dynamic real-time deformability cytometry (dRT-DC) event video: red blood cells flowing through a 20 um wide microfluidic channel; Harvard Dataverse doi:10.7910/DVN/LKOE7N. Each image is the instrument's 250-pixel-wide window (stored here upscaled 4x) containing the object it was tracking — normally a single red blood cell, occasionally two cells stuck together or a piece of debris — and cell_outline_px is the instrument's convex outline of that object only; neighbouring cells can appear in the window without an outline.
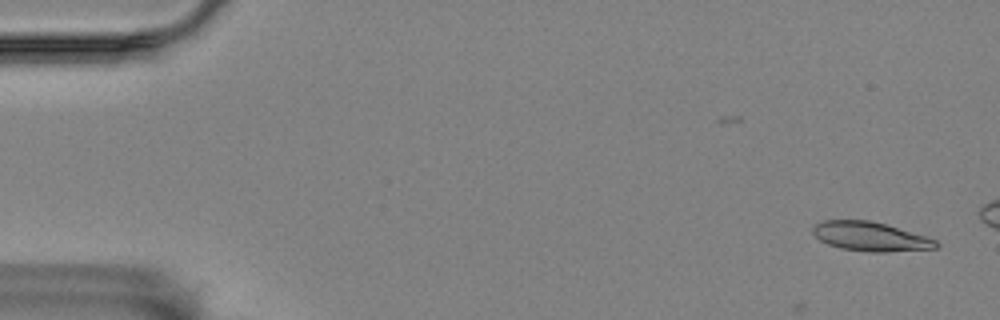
{"species": "Egyptian fruit bat (a non-hibernating species)", "species_latin": "Rousettus aegyptiacus", "temperature_condition": "room temperature", "stored_images_in_passage": 6, "camera_frame_rate_fps": 3000, "um_per_image_px": 0.085, "animal": {"sex": "female"}, "frame": {"image": 1, "passage_image": 3, "time_ms": 0.667, "image_size_px": [1000, 320], "cell_outline_px": [[940, 244], [936, 248], [888, 252], [868, 252], [840, 248], [828, 244], [820, 240], [812, 232], [812, 228], [816, 224], [824, 220], [868, 220], [884, 224], [924, 236], [936, 240]], "centroid_in_image_um": [73.96, 20.11], "position_along_channel_um": 11.0, "area_um2": 20.69}}